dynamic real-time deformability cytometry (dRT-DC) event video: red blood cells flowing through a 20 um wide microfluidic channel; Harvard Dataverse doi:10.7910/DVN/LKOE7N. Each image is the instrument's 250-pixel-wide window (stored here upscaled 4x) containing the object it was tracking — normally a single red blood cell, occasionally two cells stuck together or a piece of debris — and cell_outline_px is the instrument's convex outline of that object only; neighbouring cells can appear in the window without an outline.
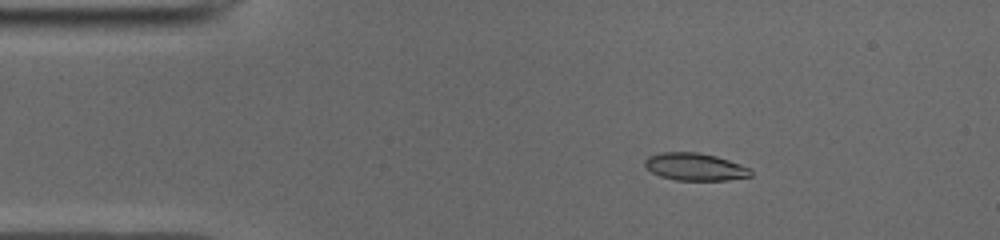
{"species": "common noctule bat (a hibernating species)", "species_latin": "Nyctalus noctula", "temperature_condition": "cold", "stored_images_in_passage": 50, "camera_frame_rate_fps": 3000, "um_per_image_px": 0.085, "animal": {"sex": "male", "body_mass_g": 19.0, "forearm_length_mm": 50.8}, "frame": {"image": 1, "passage_image": 8, "time_ms": 2.333, "image_size_px": [1000, 240], "cell_outline_px": [[752, 176], [728, 180], [676, 180], [660, 176], [652, 172], [644, 164], [644, 160], [648, 156], [664, 152], [696, 152], [716, 156], [740, 164], [748, 168], [752, 172]], "centroid_in_image_um": [59.07, 14.18], "position_along_channel_um": 25.9, "area_um2": 16.82}}
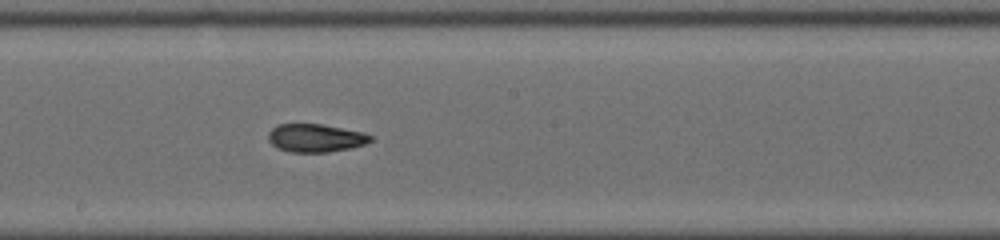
{"frame": {"image": 2, "passage_image": 27, "time_ms": 8.667, "image_size_px": [1000, 240], "cell_outline_px": [[372, 140], [364, 144], [348, 148], [328, 152], [292, 152], [280, 148], [272, 144], [268, 140], [268, 132], [272, 128], [280, 124], [320, 124], [360, 132], [372, 136]], "centroid_in_image_um": [26.78, 11.73], "position_along_channel_um": 221.4, "area_um2": 16.36}}
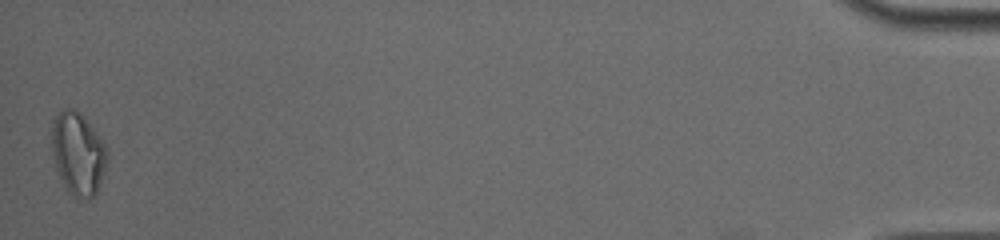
{"frame": {"image": 3, "passage_image": 50, "time_ms": 16.333, "image_size_px": [1000, 240], "cell_outline_px": [[108, 156], [104, 172], [96, 196], [80, 196], [68, 192], [56, 168], [52, 152], [52, 120], [64, 108], [72, 108], [92, 128], [108, 152]], "centroid_in_image_um": [6.61, 13.06], "position_along_channel_um": 428.6, "area_um2": 25.72}, "authors_computed_cell_mechanics": {"area_um2": 16.9643, "velocity_mm_per_s": 3.9699, "shape_relaxation_time_tau1_ms": 6.5471, "shape_relaxation_time_tau2_ms": 1.4537, "deformation_change_tau1": 0.206, "deformation_change_tau2": 0.0615}}